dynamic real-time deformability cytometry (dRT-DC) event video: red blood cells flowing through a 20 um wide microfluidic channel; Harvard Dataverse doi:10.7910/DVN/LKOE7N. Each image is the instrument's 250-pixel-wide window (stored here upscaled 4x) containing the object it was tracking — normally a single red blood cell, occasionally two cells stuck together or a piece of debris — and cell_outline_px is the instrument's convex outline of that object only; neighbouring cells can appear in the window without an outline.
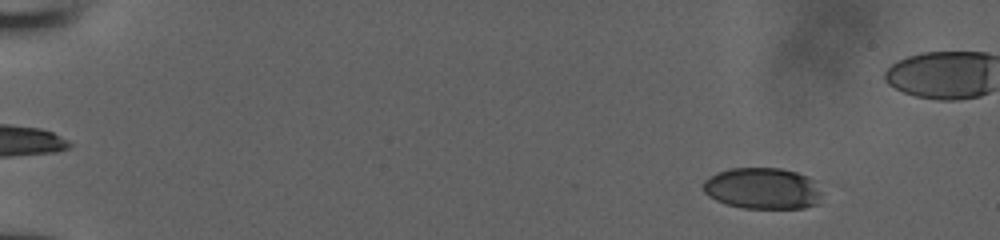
{"species": "human", "species_latin": "Homo sapiens", "temperature_condition": "room temperature", "stored_images_in_passage": 51, "camera_frame_rate_fps": 3000, "um_per_image_px": 0.085, "donor": {"sex": "male"}, "frame": {"image": 1, "passage_image": 7, "time_ms": 2.0, "image_size_px": [1000, 240], "cell_outline_px": [[820, 196], [816, 204], [804, 208], [744, 208], [728, 204], [716, 200], [708, 196], [704, 192], [704, 180], [708, 176], [716, 172], [732, 168], [780, 168], [796, 172], [808, 176], [812, 180], [820, 192]], "centroid_in_image_um": [64.78, 16.01], "position_along_channel_um": 20.2, "area_um2": 28.44}}
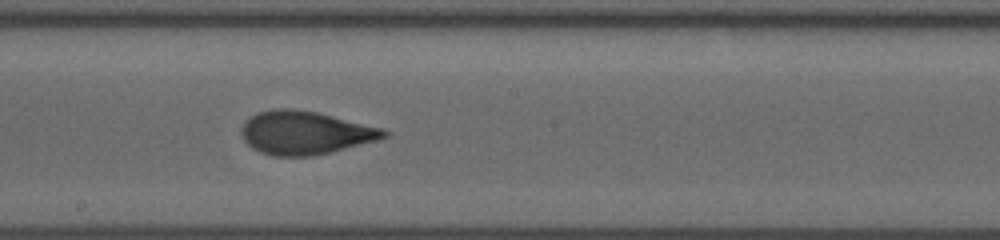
{"frame": {"image": 2, "passage_image": 32, "time_ms": 10.333, "image_size_px": [1000, 240], "cell_outline_px": [[388, 136], [376, 140], [312, 156], [272, 156], [260, 152], [252, 148], [244, 140], [240, 132], [240, 128], [244, 120], [260, 112], [276, 108], [288, 108], [316, 112], [384, 128], [388, 132]], "centroid_in_image_um": [25.89, 11.28], "position_along_channel_um": 222.3, "area_um2": 35.72}}
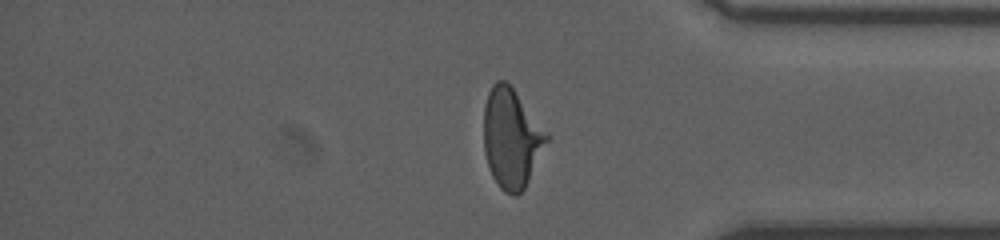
{"frame": {"image": 3, "passage_image": 45, "time_ms": 14.667, "image_size_px": [1000, 240], "cell_outline_px": [[548, 140], [524, 188], [516, 196], [512, 196], [504, 192], [500, 188], [492, 176], [488, 168], [484, 152], [484, 104], [488, 92], [492, 84], [496, 80], [504, 80], [512, 88], [548, 136]], "centroid_in_image_um": [43.41, 11.78], "position_along_channel_um": 391.8, "area_um2": 35.66}}